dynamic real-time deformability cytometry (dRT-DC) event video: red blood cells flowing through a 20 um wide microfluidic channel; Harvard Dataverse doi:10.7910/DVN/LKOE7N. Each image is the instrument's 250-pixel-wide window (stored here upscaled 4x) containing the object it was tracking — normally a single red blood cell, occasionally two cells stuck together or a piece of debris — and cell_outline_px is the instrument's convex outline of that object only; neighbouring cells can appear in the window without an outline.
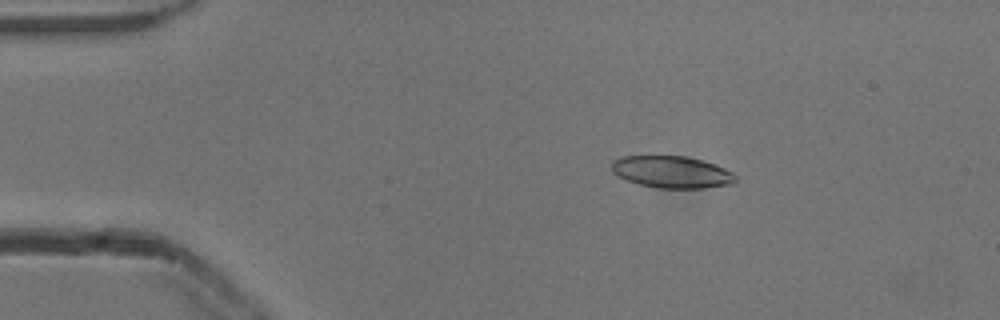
{"species": "common noctule bat (a hibernating species)", "species_latin": "Nyctalus noctula", "temperature_condition": "cold", "stored_images_in_passage": 45, "camera_frame_rate_fps": 3000, "um_per_image_px": 0.085, "animal": {"sex": "male", "body_mass_g": 13.3}, "frame": {"image": 1, "passage_image": 1, "time_ms": 0.0, "image_size_px": [1000, 320], "cell_outline_px": [[736, 180], [732, 184], [704, 188], [656, 188], [640, 184], [616, 176], [612, 172], [612, 160], [620, 156], [684, 156], [700, 160], [724, 168], [732, 172], [736, 176]], "centroid_in_image_um": [57.06, 14.62], "position_along_channel_um": 27.9, "area_um2": 23.0}}
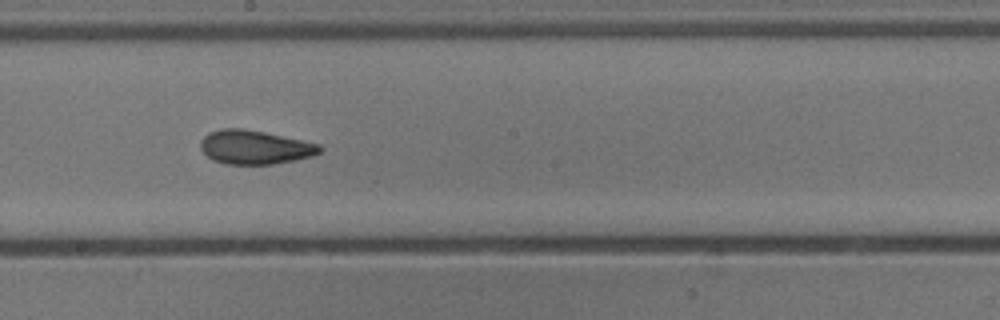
{"frame": {"image": 2, "passage_image": 21, "time_ms": 6.667, "image_size_px": [1000, 320], "cell_outline_px": [[324, 148], [320, 152], [312, 156], [296, 160], [272, 164], [224, 164], [212, 160], [200, 148], [200, 140], [208, 132], [220, 128], [244, 128], [264, 132], [320, 144]], "centroid_in_image_um": [21.64, 12.51], "position_along_channel_um": 226.6, "area_um2": 23.7}}
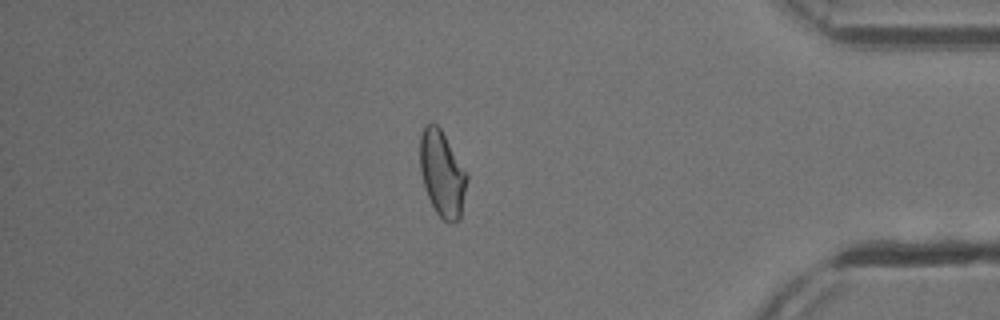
{"frame": {"image": 3, "passage_image": 37, "time_ms": 12.0, "image_size_px": [1000, 320], "cell_outline_px": [[468, 180], [460, 216], [452, 224], [444, 220], [436, 212], [428, 196], [420, 172], [420, 136], [424, 124], [432, 120], [440, 128], [468, 172]], "centroid_in_image_um": [37.59, 14.7], "position_along_channel_um": 397.6, "area_um2": 23.58}, "authors_computed_cell_mechanics": {"area_um2": 23.698, "velocity_mm_per_s": 3.885, "shape_relaxation_time_tau1_ms": null, "shape_relaxation_time_tau2_ms": 1.7626, "deformation_change_tau1": null, "deformation_change_tau2": 0.0706}}